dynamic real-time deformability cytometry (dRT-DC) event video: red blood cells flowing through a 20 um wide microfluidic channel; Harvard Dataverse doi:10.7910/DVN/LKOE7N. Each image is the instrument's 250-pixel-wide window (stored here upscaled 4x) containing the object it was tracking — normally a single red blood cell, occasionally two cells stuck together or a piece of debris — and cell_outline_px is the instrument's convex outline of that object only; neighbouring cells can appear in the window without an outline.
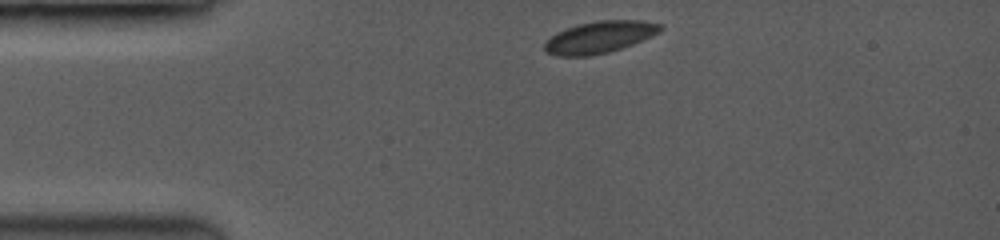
{"species": "common noctule bat (a hibernating species)", "species_latin": "Nyctalus noctula", "temperature_condition": "room temperature", "stored_images_in_passage": 34, "camera_frame_rate_fps": 3500, "um_per_image_px": 0.085, "animal": {"sex": "female", "body_mass_g": 19.0, "forearm_length_mm": 53.3}, "frame": {"image": 1, "passage_image": 1, "time_ms": 0.0, "image_size_px": [1000, 240], "cell_outline_px": [[664, 28], [632, 44], [620, 48], [588, 56], [560, 56], [548, 52], [544, 48], [544, 44], [552, 36], [568, 28], [580, 24], [600, 20], [640, 20], [660, 24]], "centroid_in_image_um": [50.95, 3.15], "position_along_channel_um": 34.0, "area_um2": 20.63}}
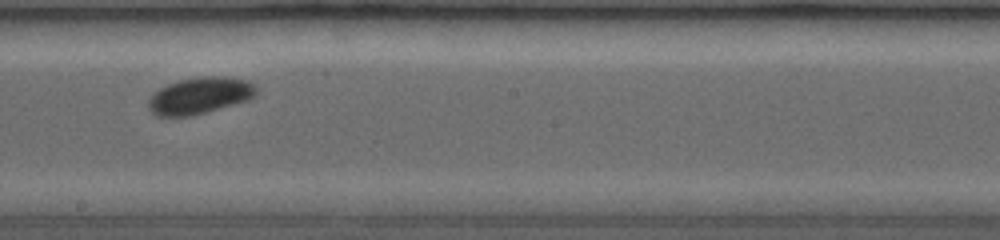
{"frame": {"image": 2, "passage_image": 15, "time_ms": 6.0, "image_size_px": [1000, 240], "cell_outline_px": [[256, 92], [252, 96], [244, 100], [204, 112], [188, 116], [156, 116], [152, 112], [148, 104], [152, 96], [160, 88], [168, 84], [180, 80], [204, 76], [224, 76], [248, 80], [256, 84]], "centroid_in_image_um": [16.98, 8.1], "position_along_channel_um": 231.2, "area_um2": 22.37}}
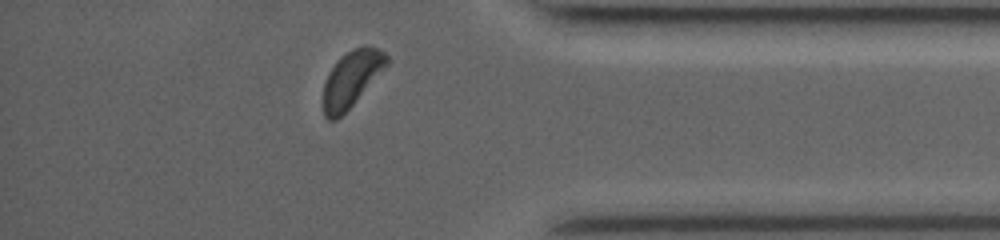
{"frame": {"image": 3, "passage_image": 30, "time_ms": 10.571, "image_size_px": [1000, 240], "cell_outline_px": [[388, 64], [352, 104], [336, 120], [328, 120], [324, 116], [324, 84], [328, 72], [336, 60], [348, 52], [364, 44], [376, 48], [384, 52], [388, 56]], "centroid_in_image_um": [29.86, 6.67], "position_along_channel_um": 405.3, "area_um2": 20.23}}